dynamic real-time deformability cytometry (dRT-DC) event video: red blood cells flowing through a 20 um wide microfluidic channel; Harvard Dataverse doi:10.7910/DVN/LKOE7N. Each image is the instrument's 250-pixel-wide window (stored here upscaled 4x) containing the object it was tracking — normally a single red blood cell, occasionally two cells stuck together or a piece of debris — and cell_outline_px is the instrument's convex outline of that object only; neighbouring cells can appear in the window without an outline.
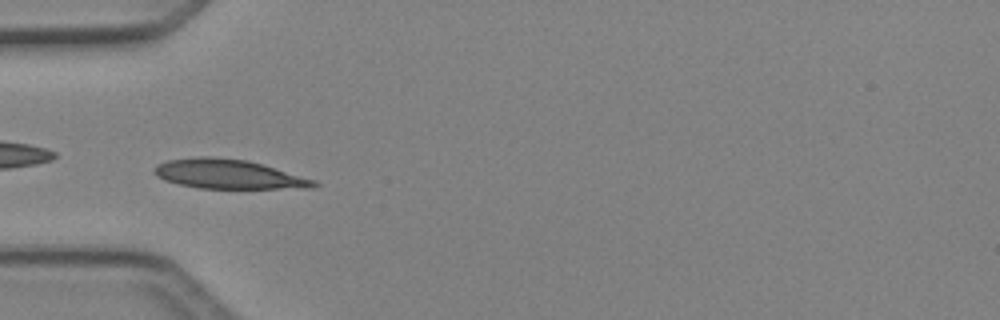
{"species": "Egyptian fruit bat (a non-hibernating species)", "species_latin": "Rousettus aegyptiacus", "temperature_condition": "cold", "stored_images_in_passage": 41, "camera_frame_rate_fps": 3000, "um_per_image_px": 0.085, "animal": {"sex": "female"}, "frame": {"image": 1, "passage_image": 8, "time_ms": 2.333, "image_size_px": [1000, 320], "cell_outline_px": [[320, 184], [312, 188], [200, 188], [180, 184], [164, 180], [156, 176], [152, 172], [156, 164], [168, 160], [196, 156], [212, 156], [248, 160], [264, 164], [316, 180]], "centroid_in_image_um": [19.42, 14.79], "position_along_channel_um": 65.6, "area_um2": 27.51}}
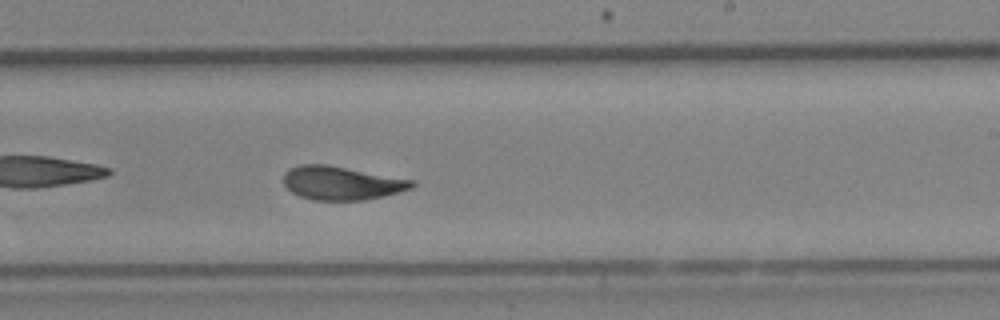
{"frame": {"image": 2, "passage_image": 22, "time_ms": 7.0, "image_size_px": [1000, 320], "cell_outline_px": [[416, 184], [412, 188], [384, 196], [364, 200], [312, 200], [300, 196], [292, 192], [284, 184], [284, 172], [288, 168], [300, 164], [328, 164], [416, 180]], "centroid_in_image_um": [29.05, 15.54], "position_along_channel_um": 260.0, "area_um2": 25.37}}
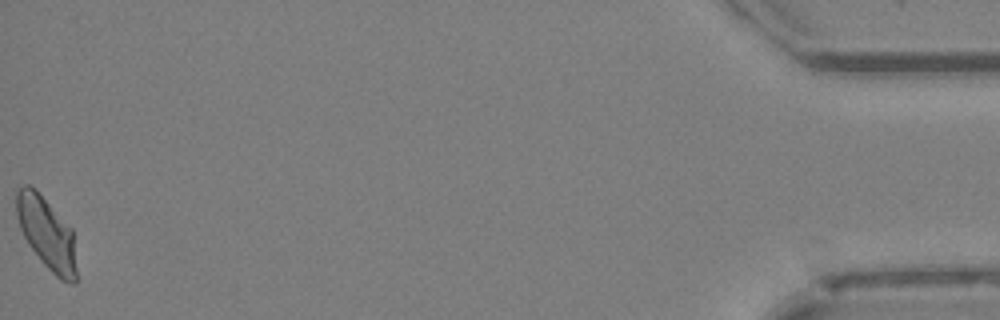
{"frame": {"image": 3, "passage_image": 41, "time_ms": 13.333, "image_size_px": [1000, 320], "cell_outline_px": [[76, 280], [72, 284], [60, 280], [44, 264], [28, 244], [20, 228], [16, 216], [16, 192], [24, 184], [28, 184], [36, 188], [72, 228], [76, 268]], "centroid_in_image_um": [3.96, 19.8], "position_along_channel_um": 431.2, "area_um2": 25.26}, "authors_computed_cell_mechanics": {"area_um2": 25.143, "velocity_mm_per_s": 4.2176, "shape_relaxation_time_tau1_ms": 4.6358, "shape_relaxation_time_tau2_ms": 0.8727, "deformation_change_tau1": 0.1266, "deformation_change_tau2": 0.045}}